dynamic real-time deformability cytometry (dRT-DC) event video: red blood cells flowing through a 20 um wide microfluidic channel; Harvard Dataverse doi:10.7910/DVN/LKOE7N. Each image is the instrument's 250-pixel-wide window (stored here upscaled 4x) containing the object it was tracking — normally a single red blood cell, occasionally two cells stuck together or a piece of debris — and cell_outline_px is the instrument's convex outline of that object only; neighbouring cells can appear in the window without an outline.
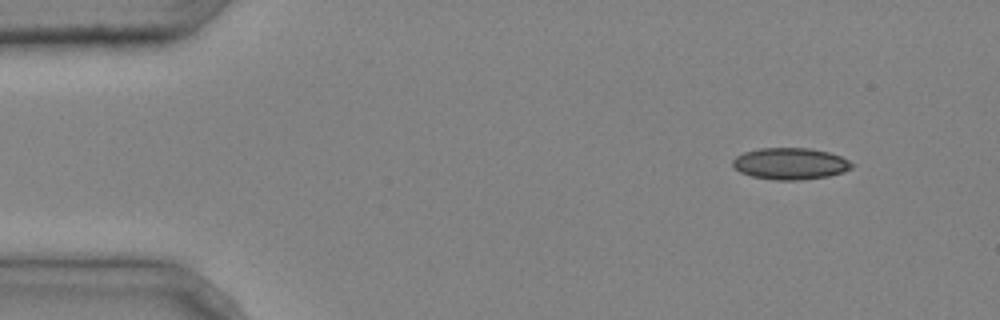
{"species": "common noctule bat (a hibernating species)", "species_latin": "Nyctalus noctula", "temperature_condition": "cold", "stored_images_in_passage": 5, "camera_frame_rate_fps": 3000, "um_per_image_px": 0.085, "animal": {"sex": "male", "body_mass_g": 20.4}, "frame": {"image": 1, "passage_image": 1, "time_ms": 0.0, "image_size_px": [1000, 320], "cell_outline_px": [[852, 168], [844, 172], [828, 176], [800, 180], [776, 180], [752, 176], [740, 172], [732, 164], [732, 160], [736, 156], [744, 152], [760, 148], [812, 148], [828, 152], [840, 156], [848, 160], [852, 164]], "centroid_in_image_um": [67.17, 13.91], "position_along_channel_um": 17.8, "area_um2": 21.91}}
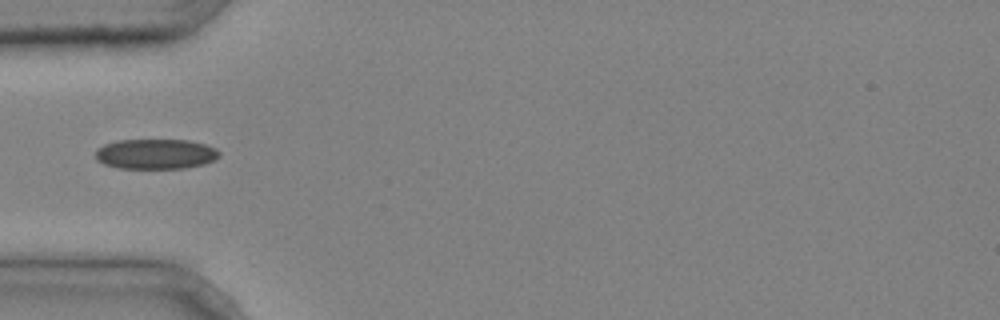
{"frame": {"image": 2, "passage_image": 4, "time_ms": 1.0, "image_size_px": [1000, 320], "cell_outline_px": [[220, 156], [216, 160], [204, 164], [184, 168], [120, 168], [104, 164], [96, 160], [96, 148], [104, 144], [116, 140], [188, 140], [204, 144], [216, 148], [220, 152]], "centroid_in_image_um": [13.24, 13.08], "position_along_channel_um": 71.8, "area_um2": 21.85}}